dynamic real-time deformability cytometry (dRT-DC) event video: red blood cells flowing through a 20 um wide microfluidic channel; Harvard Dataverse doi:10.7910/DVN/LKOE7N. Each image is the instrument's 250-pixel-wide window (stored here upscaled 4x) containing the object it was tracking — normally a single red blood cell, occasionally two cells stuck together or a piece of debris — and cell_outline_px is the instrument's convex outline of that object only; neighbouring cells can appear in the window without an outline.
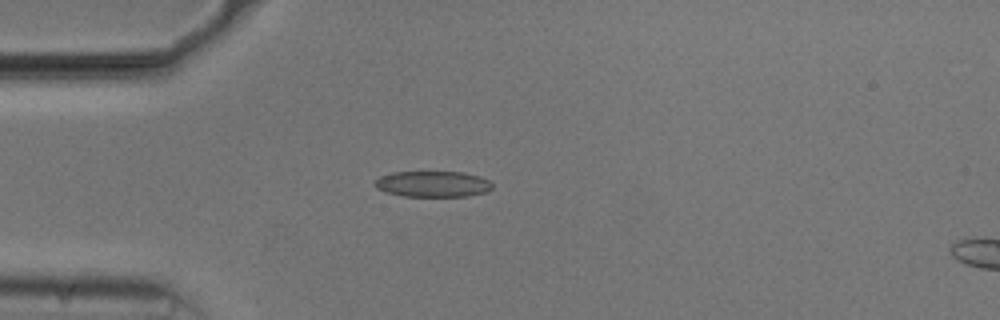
{"species": "common noctule bat (a hibernating species)", "species_latin": "Nyctalus noctula", "temperature_condition": "cold", "stored_images_in_passage": 18, "camera_frame_rate_fps": 3000, "um_per_image_px": 0.085, "animal": {"sex": "male", "body_mass_g": 20.5, "forearm_length_mm": 52.5}, "frame": {"image": 1, "passage_image": 15, "time_ms": 4.667, "image_size_px": [1000, 320], "cell_outline_px": [[492, 188], [488, 192], [468, 196], [404, 196], [388, 192], [376, 188], [372, 184], [380, 176], [392, 172], [464, 172], [480, 176], [488, 180], [492, 184]], "centroid_in_image_um": [36.8, 15.64], "position_along_channel_um": 48.2, "area_um2": 17.8}}